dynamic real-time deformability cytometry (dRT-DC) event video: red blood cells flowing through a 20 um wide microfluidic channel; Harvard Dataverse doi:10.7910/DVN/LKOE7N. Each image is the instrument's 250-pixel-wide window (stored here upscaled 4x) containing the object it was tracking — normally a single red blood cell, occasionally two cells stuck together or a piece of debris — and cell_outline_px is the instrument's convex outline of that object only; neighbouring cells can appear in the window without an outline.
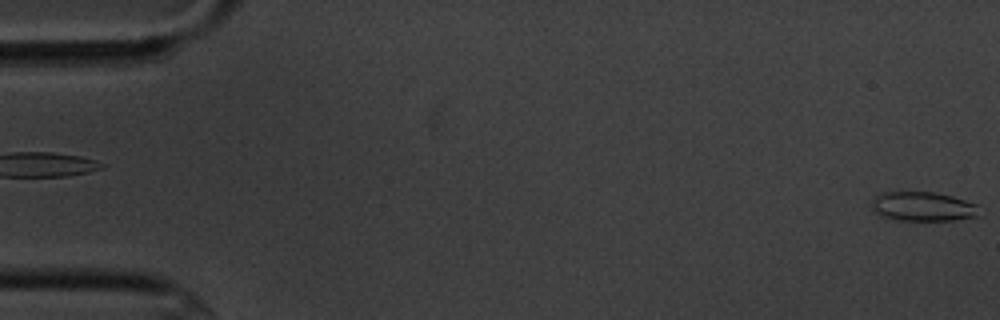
{"species": "common noctule bat (a hibernating species)", "species_latin": "Nyctalus noctula", "temperature_condition": "cold", "stored_images_in_passage": 6, "camera_frame_rate_fps": 3000, "um_per_image_px": 0.085, "animal": {"sex": "male", "body_mass_g": 20.1, "forearm_length_mm": 53.5}, "frame": {"image": 1, "passage_image": 6, "time_ms": 5.667, "image_size_px": [1000, 320], "cell_outline_px": [[980, 216], [952, 220], [892, 220], [872, 212], [872, 200], [876, 196], [884, 192], [932, 192], [952, 196], [976, 204]], "centroid_in_image_um": [78.41, 17.56], "position_along_channel_um": 6.6, "area_um2": 18.38}}